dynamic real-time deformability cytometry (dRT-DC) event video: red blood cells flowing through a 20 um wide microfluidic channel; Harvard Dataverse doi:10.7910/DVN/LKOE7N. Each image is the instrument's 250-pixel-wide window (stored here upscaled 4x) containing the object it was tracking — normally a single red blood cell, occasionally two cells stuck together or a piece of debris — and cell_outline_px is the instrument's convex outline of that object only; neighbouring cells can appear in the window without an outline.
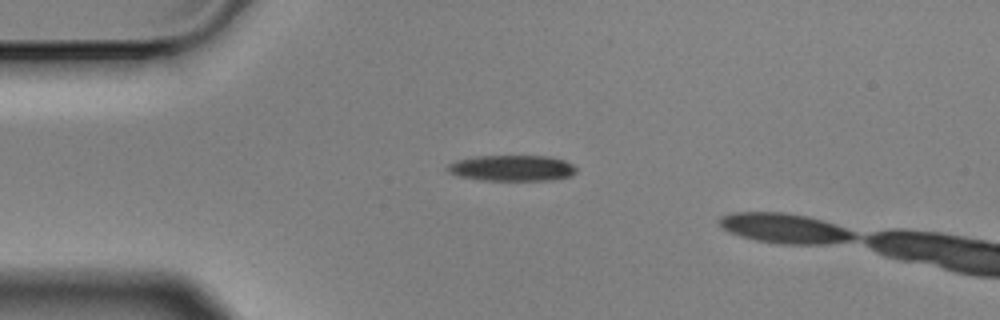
{"species": "Egyptian fruit bat (a non-hibernating species)", "species_latin": "Rousettus aegyptiacus", "temperature_condition": "cold", "stored_images_in_passage": 14, "segment_of_instrument_passage": [2, 2], "camera_frame_rate_fps": 3000, "um_per_image_px": 0.085, "animal": {"sex": "male"}, "frame": {"image": 1, "passage_image": 14, "time_ms": 4.333, "image_size_px": [1000, 320], "cell_outline_px": [[852, 236], [836, 240], [772, 240], [740, 232], [724, 224], [724, 220], [732, 216], [792, 216], [812, 220], [828, 224], [840, 228], [848, 232]], "centroid_in_image_um": [66.78, 19.4], "position_along_channel_um": 18.2, "area_um2": 16.36}}